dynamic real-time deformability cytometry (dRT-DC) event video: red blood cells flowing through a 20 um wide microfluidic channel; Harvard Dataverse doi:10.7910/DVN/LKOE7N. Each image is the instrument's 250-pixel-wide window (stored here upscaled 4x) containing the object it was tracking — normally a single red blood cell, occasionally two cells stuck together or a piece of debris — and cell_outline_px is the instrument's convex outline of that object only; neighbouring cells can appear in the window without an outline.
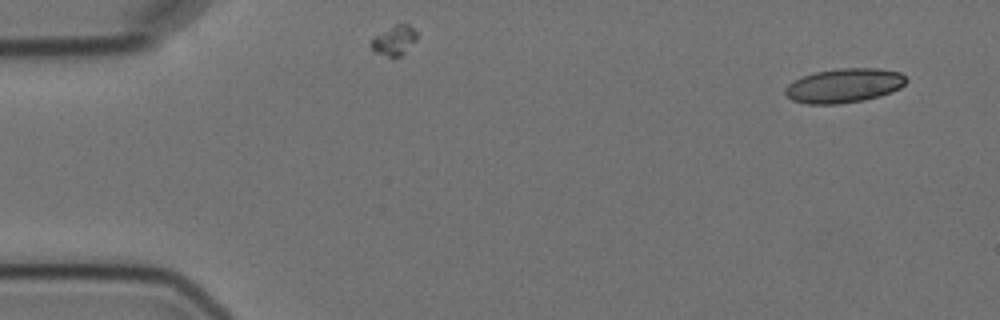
{"species": "Egyptian fruit bat (a non-hibernating species)", "species_latin": "Rousettus aegyptiacus", "temperature_condition": "cold", "stored_images_in_passage": 2, "camera_frame_rate_fps": 3000, "um_per_image_px": 0.085, "animal": {"sex": "female"}, "frame": {"image": 1, "passage_image": 1, "time_ms": 0.0, "image_size_px": [1000, 320], "cell_outline_px": [[908, 80], [900, 88], [892, 92], [880, 96], [864, 100], [836, 104], [808, 104], [792, 100], [784, 92], [784, 88], [792, 80], [812, 72], [840, 68], [880, 68], [900, 72]], "centroid_in_image_um": [71.73, 7.26], "position_along_channel_um": 13.3, "area_um2": 24.39}}